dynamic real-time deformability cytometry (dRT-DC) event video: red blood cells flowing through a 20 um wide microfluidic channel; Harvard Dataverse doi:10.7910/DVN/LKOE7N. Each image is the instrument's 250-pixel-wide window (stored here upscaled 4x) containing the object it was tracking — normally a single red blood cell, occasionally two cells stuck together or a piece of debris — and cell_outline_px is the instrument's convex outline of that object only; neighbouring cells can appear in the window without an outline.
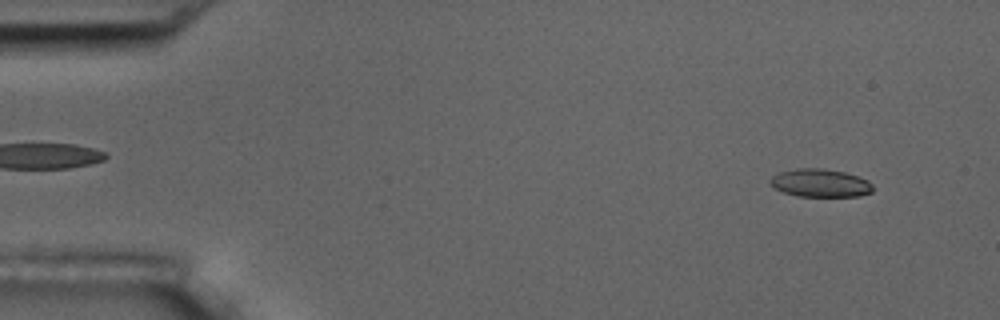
{"species": "common noctule bat (a hibernating species)", "species_latin": "Nyctalus noctula", "temperature_condition": "room temperature", "stored_images_in_passage": 56, "camera_frame_rate_fps": 3000, "um_per_image_px": 0.085, "animal": {"sex": "male", "body_mass_g": 17.5, "forearm_length_mm": 52.3}, "frame": {"image": 1, "passage_image": 4, "time_ms": 1.0, "image_size_px": [1000, 320], "cell_outline_px": [[872, 192], [860, 196], [796, 196], [784, 192], [768, 184], [768, 180], [772, 176], [780, 172], [796, 168], [820, 168], [844, 172], [868, 180], [872, 184]], "centroid_in_image_um": [69.69, 15.55], "position_along_channel_um": 15.3, "area_um2": 16.76}}
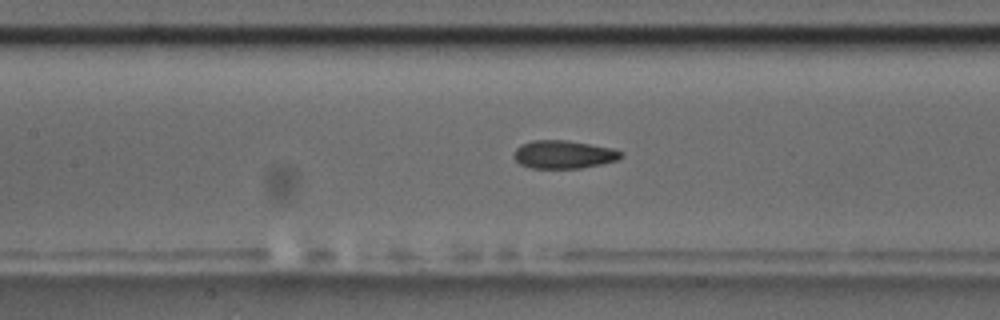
{"frame": {"image": 2, "passage_image": 25, "time_ms": 8.0, "image_size_px": [1000, 320], "cell_outline_px": [[624, 156], [616, 160], [600, 164], [580, 168], [532, 168], [520, 164], [512, 156], [516, 148], [520, 144], [532, 140], [564, 140], [612, 148], [620, 152]], "centroid_in_image_um": [47.85, 13.13], "position_along_channel_um": 159.5, "area_um2": 17.4}}
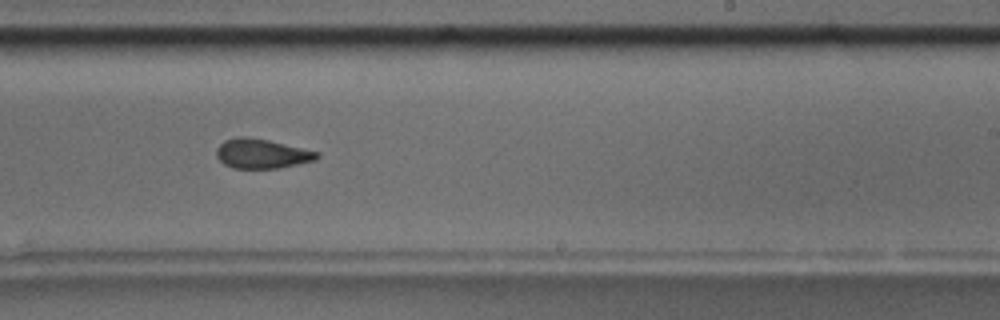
{"frame": {"image": 3, "passage_image": 34, "time_ms": 11.0, "image_size_px": [1000, 320], "cell_outline_px": [[320, 156], [316, 160], [276, 168], [232, 168], [224, 164], [216, 156], [216, 148], [224, 140], [236, 136], [248, 136], [268, 140], [320, 152]], "centroid_in_image_um": [22.23, 13.05], "position_along_channel_um": 266.8, "area_um2": 17.34}, "authors_computed_cell_mechanics": {"area_um2": 17.5134, "velocity_mm_per_s": 3.5945, "shape_relaxation_time_tau1_ms": null, "shape_relaxation_time_tau2_ms": 2.0861, "deformation_change_tau1": null, "deformation_change_tau2": 0.0854}}